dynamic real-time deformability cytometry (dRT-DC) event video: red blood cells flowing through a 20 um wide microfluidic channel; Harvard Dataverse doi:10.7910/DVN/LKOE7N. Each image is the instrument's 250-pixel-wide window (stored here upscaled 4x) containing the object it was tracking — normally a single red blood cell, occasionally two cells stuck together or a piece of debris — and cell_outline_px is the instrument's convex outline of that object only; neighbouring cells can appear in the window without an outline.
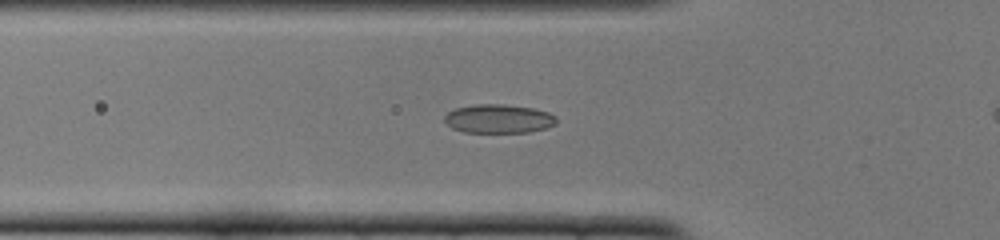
{"species": "common noctule bat (a hibernating species)", "species_latin": "Nyctalus noctula", "temperature_condition": "cold", "stored_images_in_passage": 35, "camera_frame_rate_fps": 3000, "um_per_image_px": 0.085, "animal": {"sex": "female", "body_mass_g": 22.0, "forearm_length_mm": 56.7}, "frame": {"image": 1, "passage_image": 10, "time_ms": 3.0, "image_size_px": [1000, 240], "cell_outline_px": [[556, 124], [548, 128], [528, 132], [464, 132], [452, 128], [444, 120], [444, 116], [448, 112], [456, 108], [476, 104], [500, 104], [532, 108], [548, 112], [556, 116]], "centroid_in_image_um": [42.39, 10.1], "position_along_channel_um": 83.4, "area_um2": 18.73}}
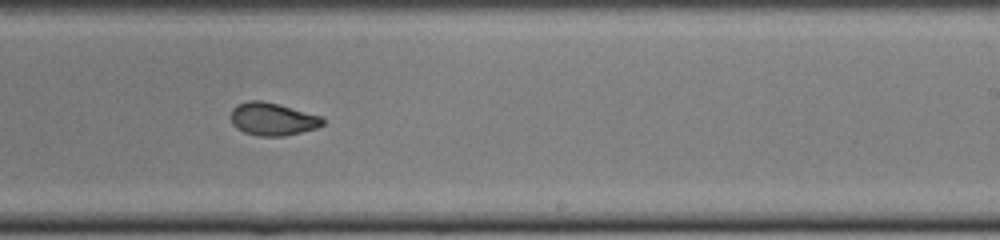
{"frame": {"image": 2, "passage_image": 24, "time_ms": 7.667, "image_size_px": [1000, 240], "cell_outline_px": [[324, 124], [316, 128], [284, 136], [256, 136], [244, 132], [236, 128], [232, 124], [232, 108], [236, 104], [248, 100], [260, 100], [324, 116]], "centroid_in_image_um": [23.17, 10.12], "position_along_channel_um": 265.8, "area_um2": 17.57}}
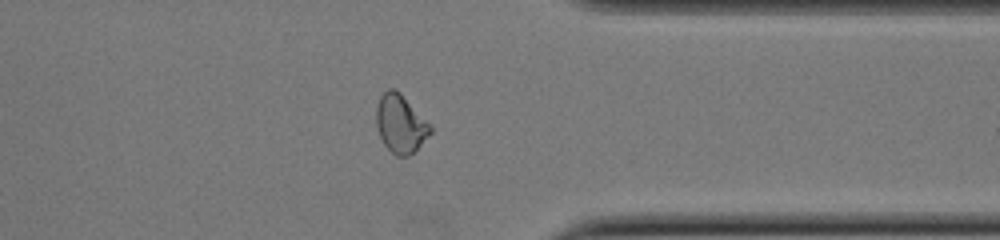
{"frame": {"image": 3, "passage_image": 33, "time_ms": 10.667, "image_size_px": [1000, 240], "cell_outline_px": [[432, 132], [408, 156], [396, 156], [384, 144], [376, 128], [376, 104], [380, 96], [388, 88], [396, 88], [432, 124]], "centroid_in_image_um": [34.04, 10.48], "position_along_channel_um": 377.4, "area_um2": 18.5}}